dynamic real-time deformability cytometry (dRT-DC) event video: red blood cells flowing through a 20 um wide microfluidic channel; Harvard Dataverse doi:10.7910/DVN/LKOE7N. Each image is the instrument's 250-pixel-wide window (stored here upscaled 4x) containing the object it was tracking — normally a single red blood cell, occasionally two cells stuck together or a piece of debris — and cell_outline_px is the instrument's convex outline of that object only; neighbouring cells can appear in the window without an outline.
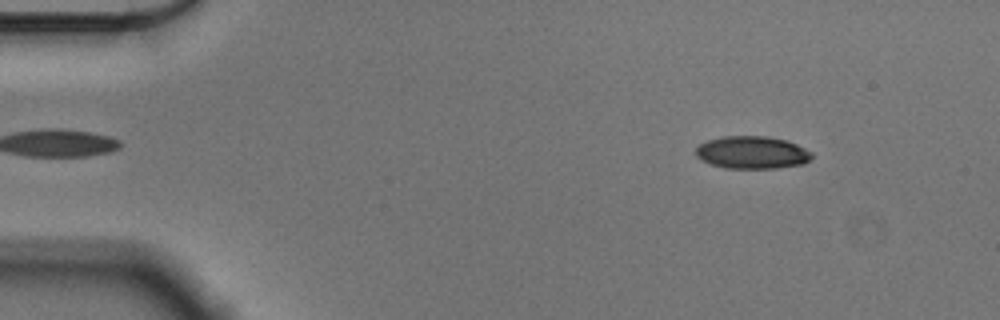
{"species": "Egyptian fruit bat (a non-hibernating species)", "species_latin": "Rousettus aegyptiacus", "temperature_condition": "cold", "stored_images_in_passage": 54, "camera_frame_rate_fps": 3000, "um_per_image_px": 0.085, "animal": {"sex": "male"}, "frame": {"image": 1, "passage_image": 5, "time_ms": 1.333, "image_size_px": [1000, 320], "cell_outline_px": [[812, 156], [804, 164], [776, 168], [724, 168], [700, 160], [696, 156], [696, 148], [700, 144], [708, 140], [724, 136], [768, 136], [788, 140], [812, 152]], "centroid_in_image_um": [63.93, 12.96], "position_along_channel_um": 21.1, "area_um2": 22.08}}
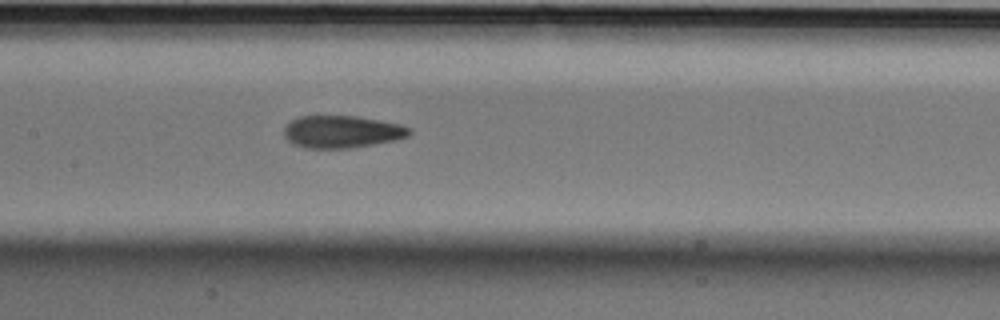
{"frame": {"image": 2, "passage_image": 25, "time_ms": 8.0, "image_size_px": [1000, 320], "cell_outline_px": [[412, 132], [408, 136], [396, 140], [348, 148], [304, 148], [292, 144], [284, 136], [284, 128], [292, 120], [300, 116], [356, 116], [400, 124], [412, 128]], "centroid_in_image_um": [29.06, 11.2], "position_along_channel_um": 178.3, "area_um2": 23.58}}
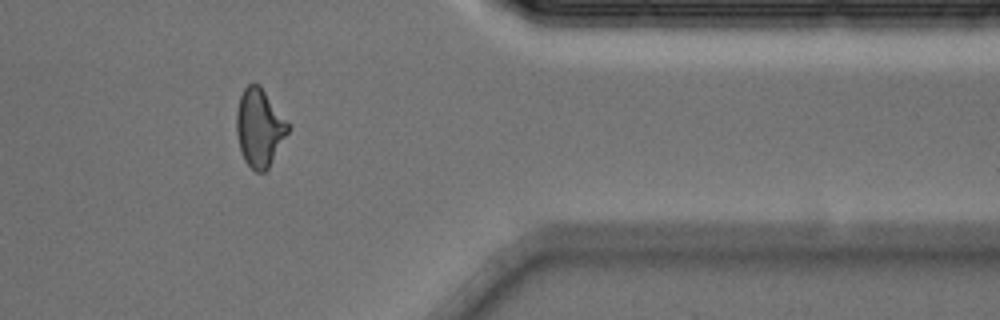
{"frame": {"image": 3, "passage_image": 44, "time_ms": 14.333, "image_size_px": [1000, 320], "cell_outline_px": [[292, 128], [268, 168], [264, 172], [256, 172], [244, 160], [240, 148], [236, 132], [236, 112], [240, 96], [244, 88], [248, 84], [260, 84], [288, 120]], "centroid_in_image_um": [22.09, 10.83], "position_along_channel_um": 389.3, "area_um2": 23.76}, "authors_computed_cell_mechanics": {"area_um2": 23.0333, "velocity_mm_per_s": 3.5964, "shape_relaxation_time_tau1_ms": 3.9163, "shape_relaxation_time_tau2_ms": 1.8539, "deformation_change_tau1": 0.141, "deformation_change_tau2": 0.0759}}